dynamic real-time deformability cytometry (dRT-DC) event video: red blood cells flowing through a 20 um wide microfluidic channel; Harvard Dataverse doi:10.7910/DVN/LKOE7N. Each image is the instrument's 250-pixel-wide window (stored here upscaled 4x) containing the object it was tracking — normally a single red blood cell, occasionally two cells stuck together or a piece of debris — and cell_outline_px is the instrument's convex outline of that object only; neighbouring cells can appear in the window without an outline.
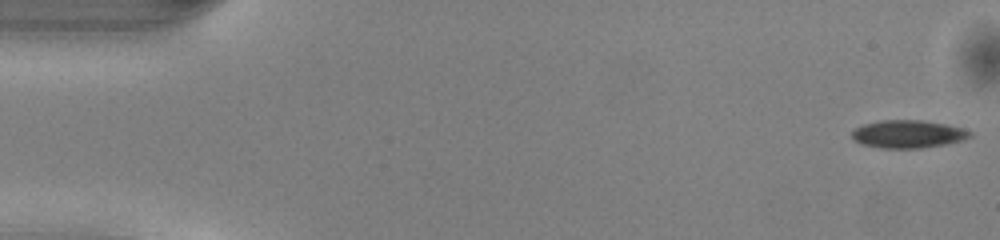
{"species": "common noctule bat (a hibernating species)", "species_latin": "Nyctalus noctula", "temperature_condition": "warm", "stored_images_in_passage": 50, "camera_frame_rate_fps": 3000, "um_per_image_px": 0.085, "animal": {"sex": "male", "body_mass_g": 13.0, "forearm_length_mm": 53.1}, "frame": {"image": 1, "passage_image": 1, "time_ms": 0.0, "image_size_px": [1000, 240], "cell_outline_px": [[972, 136], [964, 140], [944, 144], [920, 148], [880, 148], [860, 144], [852, 140], [852, 132], [856, 128], [864, 124], [880, 120], [920, 120], [944, 124], [960, 128], [972, 132]], "centroid_in_image_um": [77.14, 11.4], "position_along_channel_um": 7.9, "area_um2": 19.07}}
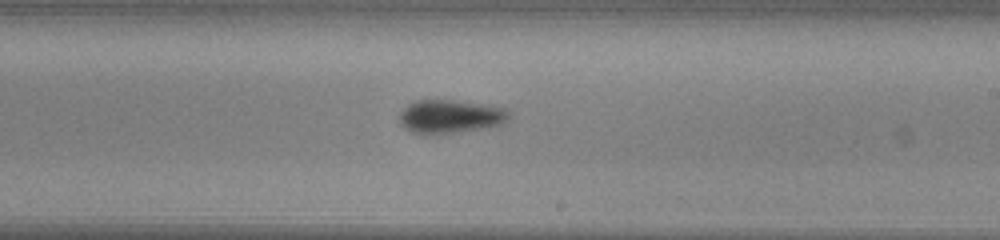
{"frame": {"image": 2, "passage_image": 29, "time_ms": 9.333, "image_size_px": [1000, 240], "cell_outline_px": [[508, 116], [504, 124], [488, 128], [452, 132], [412, 132], [404, 128], [400, 124], [400, 112], [408, 104], [416, 100], [452, 100], [480, 104], [504, 108], [508, 112]], "centroid_in_image_um": [38.27, 9.88], "position_along_channel_um": 250.7, "area_um2": 20.81}}
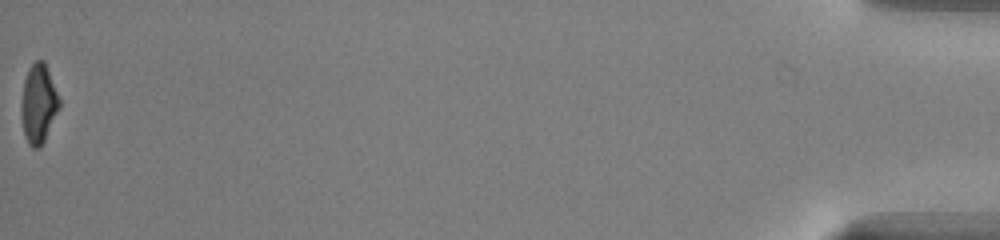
{"frame": {"image": 3, "passage_image": 50, "time_ms": 16.333, "image_size_px": [1000, 240], "cell_outline_px": [[60, 108], [40, 148], [32, 148], [28, 144], [24, 136], [20, 116], [20, 108], [24, 80], [28, 68], [36, 60], [44, 60], [60, 100]], "centroid_in_image_um": [3.25, 8.84], "position_along_channel_um": 431.9, "area_um2": 17.69}, "authors_computed_cell_mechanics": {"area_um2": 19.8543, "velocity_mm_per_s": 4.0991, "shape_relaxation_time_tau1_ms": 2.0438, "shape_relaxation_time_tau2_ms": 7.9727, "deformation_change_tau1": 0.1224, "deformation_change_tau2": 0.1567}}